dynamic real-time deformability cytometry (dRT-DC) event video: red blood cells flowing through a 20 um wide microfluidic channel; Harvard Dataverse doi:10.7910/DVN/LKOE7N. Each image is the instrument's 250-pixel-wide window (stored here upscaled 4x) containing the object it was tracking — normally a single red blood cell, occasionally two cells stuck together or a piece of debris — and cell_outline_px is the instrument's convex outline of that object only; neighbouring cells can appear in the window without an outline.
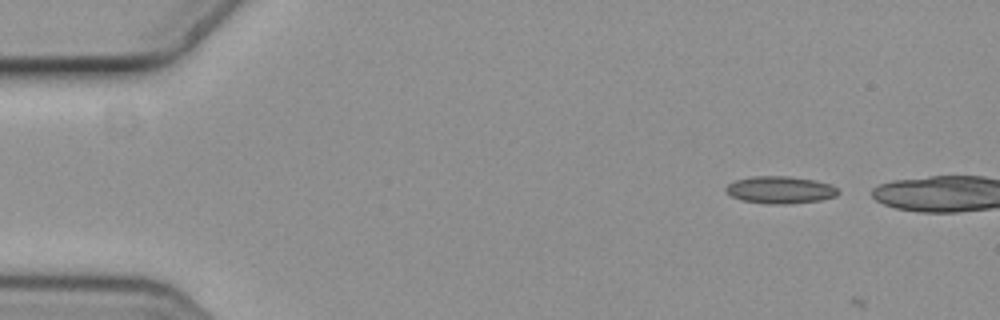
{"species": "common noctule bat (a hibernating species)", "species_latin": "Nyctalus noctula", "temperature_condition": "cold", "stored_images_in_passage": 3, "camera_frame_rate_fps": 3000, "um_per_image_px": 0.085, "animal": {"sex": "female", "body_mass_g": 19.3, "forearm_length_mm": 54.1}, "frame": {"image": 1, "passage_image": 1, "time_ms": 0.0, "image_size_px": [1000, 320], "cell_outline_px": [[840, 192], [836, 196], [820, 200], [784, 204], [772, 204], [744, 200], [732, 196], [724, 188], [728, 184], [736, 180], [756, 176], [788, 176], [812, 180], [828, 184], [836, 188]], "centroid_in_image_um": [66.32, 16.14], "position_along_channel_um": 18.7, "area_um2": 17.4}}